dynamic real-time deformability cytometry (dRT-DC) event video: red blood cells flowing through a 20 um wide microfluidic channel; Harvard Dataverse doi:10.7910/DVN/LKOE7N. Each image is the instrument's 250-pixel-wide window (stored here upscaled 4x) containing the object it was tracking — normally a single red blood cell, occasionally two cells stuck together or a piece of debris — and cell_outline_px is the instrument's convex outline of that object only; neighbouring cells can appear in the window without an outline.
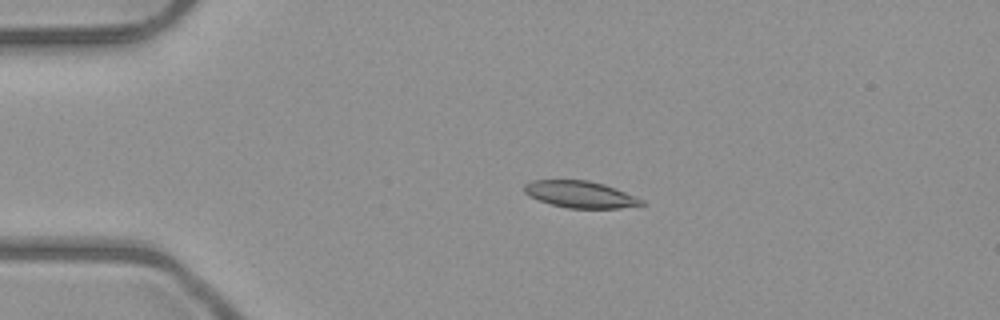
{"species": "common noctule bat (a hibernating species)", "species_latin": "Nyctalus noctula", "temperature_condition": "room temperature", "stored_images_in_passage": 3, "camera_frame_rate_fps": 3000, "um_per_image_px": 0.085, "animal": {"sex": "male", "body_mass_g": 23.1, "forearm_length_mm": 52.7}, "frame": {"image": 1, "passage_image": 2, "time_ms": 1.333, "image_size_px": [1000, 320], "cell_outline_px": [[644, 204], [620, 208], [568, 208], [552, 204], [540, 200], [524, 192], [524, 184], [532, 180], [588, 180], [604, 184], [644, 200]], "centroid_in_image_um": [49.31, 16.51], "position_along_channel_um": 35.7, "area_um2": 17.98}}